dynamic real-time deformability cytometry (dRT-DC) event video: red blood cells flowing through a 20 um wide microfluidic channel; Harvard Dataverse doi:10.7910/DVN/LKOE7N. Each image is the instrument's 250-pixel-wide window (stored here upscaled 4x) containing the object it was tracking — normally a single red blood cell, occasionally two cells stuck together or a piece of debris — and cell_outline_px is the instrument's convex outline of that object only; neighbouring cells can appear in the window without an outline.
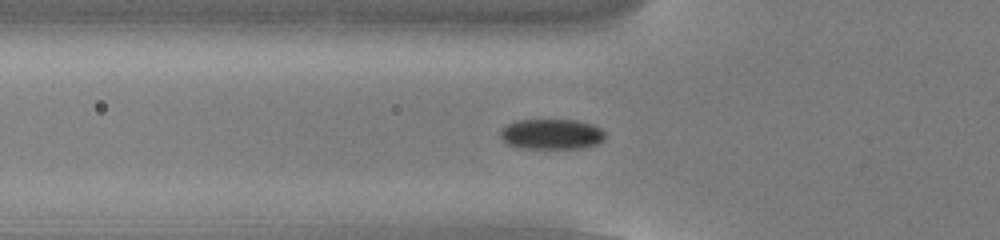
{"species": "common noctule bat (a hibernating species)", "species_latin": "Nyctalus noctula", "temperature_condition": "cold", "stored_images_in_passage": 54, "camera_frame_rate_fps": 3000, "um_per_image_px": 0.085, "animal": {"sex": "male", "body_mass_g": 13.0, "forearm_length_mm": 53.1}, "frame": {"image": 1, "passage_image": 19, "time_ms": 6.0, "image_size_px": [1000, 240], "cell_outline_px": [[604, 140], [596, 144], [580, 148], [524, 148], [508, 144], [500, 136], [500, 128], [516, 120], [576, 120], [592, 124], [600, 128], [604, 132]], "centroid_in_image_um": [46.87, 11.39], "position_along_channel_um": 78.9, "area_um2": 18.44}}
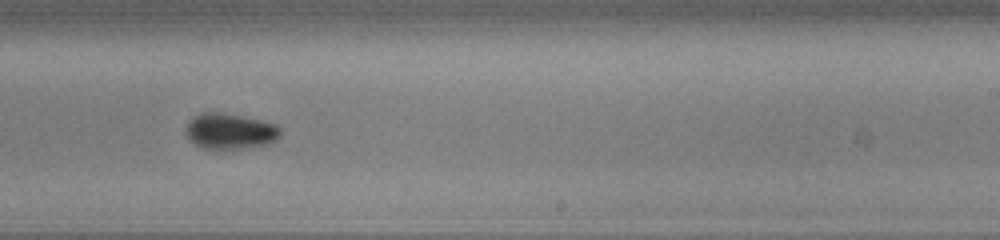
{"frame": {"image": 2, "passage_image": 34, "time_ms": 11.0, "image_size_px": [1000, 240], "cell_outline_px": [[280, 136], [276, 140], [268, 144], [240, 148], [204, 148], [196, 144], [188, 136], [184, 128], [192, 116], [200, 112], [220, 112], [260, 120], [276, 124], [280, 128]], "centroid_in_image_um": [19.54, 11.13], "position_along_channel_um": 269.5, "area_um2": 19.48}}
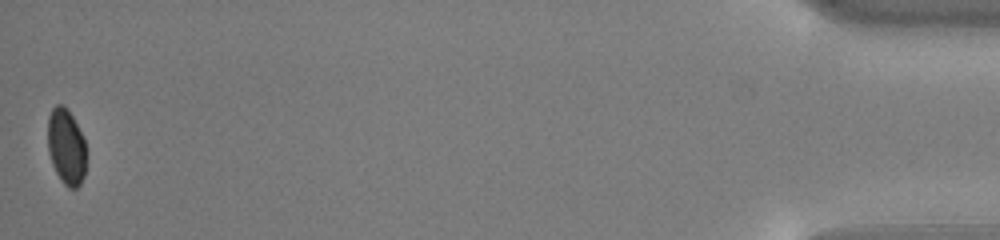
{"frame": {"image": 3, "passage_image": 54, "time_ms": 17.667, "image_size_px": [1000, 240], "cell_outline_px": [[84, 176], [80, 184], [76, 188], [68, 188], [60, 180], [52, 164], [48, 152], [48, 116], [52, 108], [56, 104], [64, 104], [68, 108], [84, 140]], "centroid_in_image_um": [5.59, 12.45], "position_along_channel_um": 429.6, "area_um2": 16.88}, "authors_computed_cell_mechanics": {"area_um2": 18.6116, "velocity_mm_per_s": 3.8059, "shape_relaxation_time_tau1_ms": 2.733, "shape_relaxation_time_tau2_ms": 3.978, "deformation_change_tau1": 0.0893, "deformation_change_tau2": 0.0552}}